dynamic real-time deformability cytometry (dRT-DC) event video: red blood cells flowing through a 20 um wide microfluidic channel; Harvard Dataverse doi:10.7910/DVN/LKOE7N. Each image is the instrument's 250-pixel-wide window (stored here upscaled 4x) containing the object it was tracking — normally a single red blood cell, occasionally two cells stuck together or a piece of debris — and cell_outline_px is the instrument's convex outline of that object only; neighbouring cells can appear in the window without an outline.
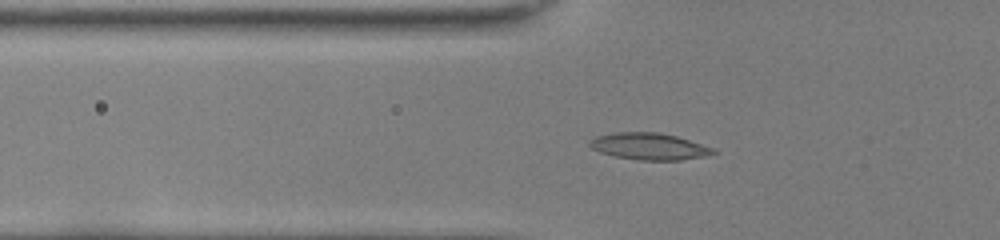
{"species": "common noctule bat (a hibernating species)", "species_latin": "Nyctalus noctula", "temperature_condition": "room temperature", "stored_images_in_passage": 36, "camera_frame_rate_fps": 3000, "um_per_image_px": 0.085, "animal": {"sex": "female", "body_mass_g": 22.0, "forearm_length_mm": 56.7}, "frame": {"image": 1, "passage_image": 3, "time_ms": 0.667, "image_size_px": [1000, 240], "cell_outline_px": [[716, 152], [704, 156], [680, 160], [640, 160], [616, 156], [600, 152], [592, 148], [588, 144], [588, 140], [596, 136], [612, 132], [656, 132], [676, 136], [712, 148]], "centroid_in_image_um": [55.1, 12.43], "position_along_channel_um": 70.7, "area_um2": 19.02}}
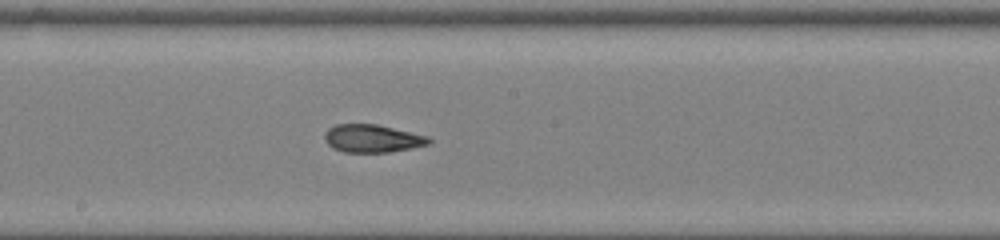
{"frame": {"image": 2, "passage_image": 14, "time_ms": 4.333, "image_size_px": [1000, 240], "cell_outline_px": [[432, 140], [428, 144], [412, 148], [388, 152], [344, 152], [332, 148], [324, 140], [324, 136], [328, 128], [336, 124], [376, 124], [428, 136]], "centroid_in_image_um": [31.63, 11.77], "position_along_channel_um": 216.6, "area_um2": 16.88}}
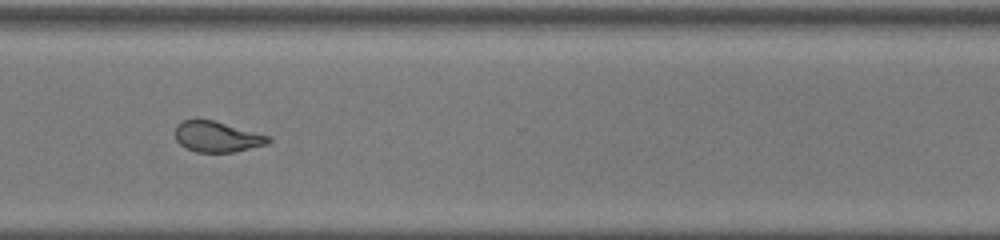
{"frame": {"image": 3, "passage_image": 24, "time_ms": 7.667, "image_size_px": [1000, 240], "cell_outline_px": [[272, 140], [268, 144], [236, 152], [196, 152], [180, 144], [176, 140], [176, 124], [184, 120], [212, 120], [272, 136]], "centroid_in_image_um": [18.5, 11.63], "position_along_channel_um": 352.1, "area_um2": 16.65}}